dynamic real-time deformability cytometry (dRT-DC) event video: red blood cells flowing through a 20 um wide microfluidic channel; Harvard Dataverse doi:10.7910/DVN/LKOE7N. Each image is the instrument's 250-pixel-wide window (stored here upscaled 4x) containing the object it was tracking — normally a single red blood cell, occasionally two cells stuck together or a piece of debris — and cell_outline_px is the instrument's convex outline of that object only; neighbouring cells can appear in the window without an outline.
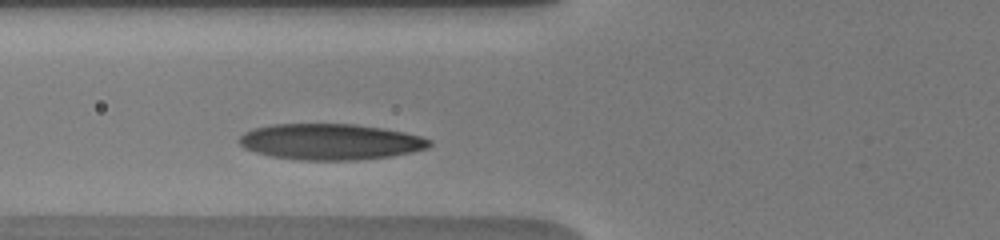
{"species": "human", "species_latin": "Homo sapiens", "temperature_condition": "warm", "stored_images_in_passage": 4, "camera_frame_rate_fps": 3000, "um_per_image_px": 0.085, "donor": {"sex": "male"}, "frame": {"image": 1, "passage_image": 4, "time_ms": 1.667, "image_size_px": [1000, 240], "cell_outline_px": [[432, 144], [428, 148], [412, 152], [392, 156], [356, 160], [300, 160], [272, 156], [256, 152], [244, 148], [236, 140], [244, 132], [252, 128], [272, 124], [356, 124], [404, 132], [420, 136], [432, 140]], "centroid_in_image_um": [28.07, 12.05], "position_along_channel_um": 97.7, "area_um2": 40.06}}